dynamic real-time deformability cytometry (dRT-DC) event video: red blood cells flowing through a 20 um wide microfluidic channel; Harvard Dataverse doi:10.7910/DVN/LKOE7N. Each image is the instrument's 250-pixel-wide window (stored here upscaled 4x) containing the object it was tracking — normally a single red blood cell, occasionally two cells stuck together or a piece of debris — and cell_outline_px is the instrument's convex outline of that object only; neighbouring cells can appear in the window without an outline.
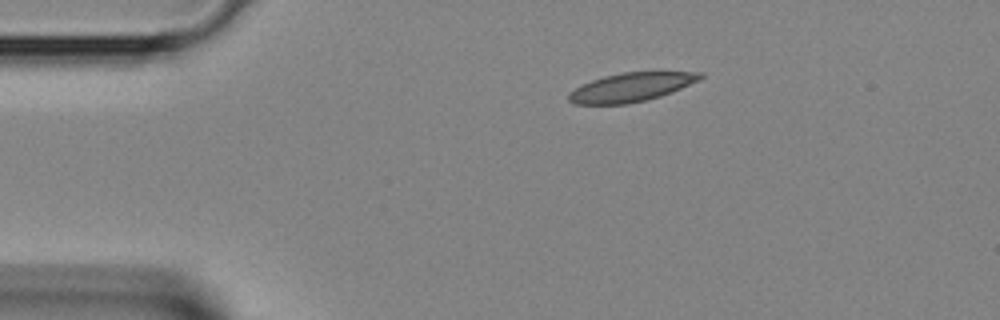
{"species": "Egyptian fruit bat (a non-hibernating species)", "species_latin": "Rousettus aegyptiacus", "temperature_condition": "room temperature", "stored_images_in_passage": 2, "camera_frame_rate_fps": 3000, "um_per_image_px": 0.085, "animal": {"sex": "female"}, "frame": {"image": 1, "passage_image": 1, "time_ms": 0.0, "image_size_px": [1000, 320], "cell_outline_px": [[704, 76], [700, 80], [672, 92], [660, 96], [628, 104], [576, 104], [568, 100], [568, 92], [592, 80], [604, 76], [624, 72], [704, 72]], "centroid_in_image_um": [53.67, 7.41], "position_along_channel_um": 31.3, "area_um2": 21.91}}